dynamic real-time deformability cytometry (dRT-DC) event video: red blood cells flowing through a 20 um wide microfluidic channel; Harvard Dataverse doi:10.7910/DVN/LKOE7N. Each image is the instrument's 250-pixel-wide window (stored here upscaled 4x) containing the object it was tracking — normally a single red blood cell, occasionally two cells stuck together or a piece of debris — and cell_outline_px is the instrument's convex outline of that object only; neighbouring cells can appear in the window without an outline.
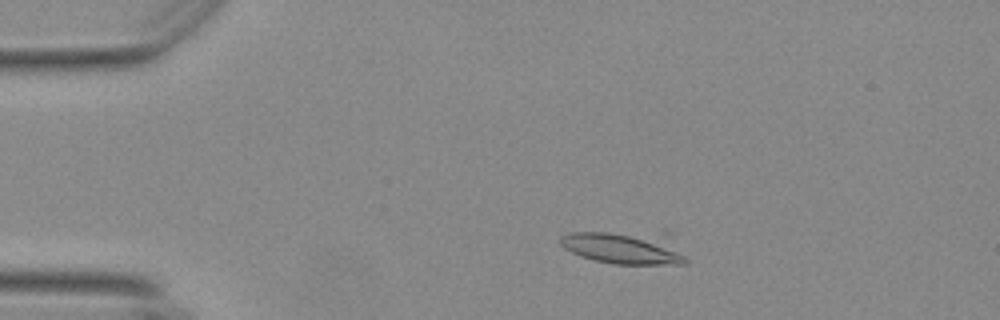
{"species": "Egyptian fruit bat (a non-hibernating species)", "species_latin": "Rousettus aegyptiacus", "temperature_condition": "warm", "stored_images_in_passage": 54, "camera_frame_rate_fps": 3000, "um_per_image_px": 0.085, "animal": {"sex": "female"}, "frame": {"image": 1, "passage_image": 9, "time_ms": 2.667, "image_size_px": [1000, 320], "cell_outline_px": [[688, 260], [684, 264], [616, 264], [596, 260], [580, 256], [564, 248], [560, 244], [560, 236], [572, 232], [672, 232]], "centroid_in_image_um": [53.21, 21.02], "position_along_channel_um": 31.8, "area_um2": 24.85}}
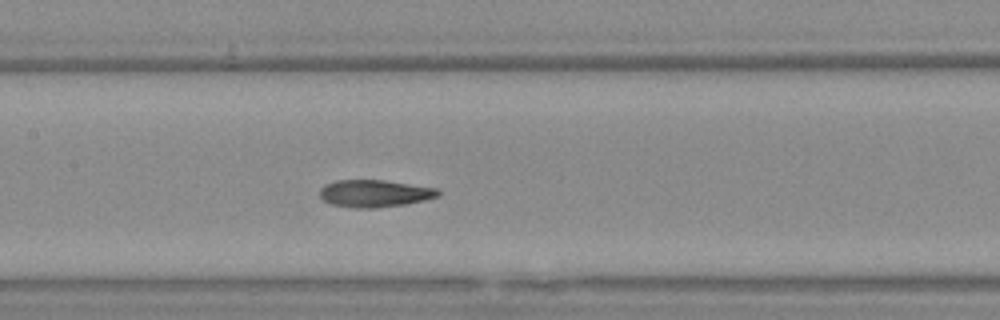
{"frame": {"image": 2, "passage_image": 25, "time_ms": 8.0, "image_size_px": [1000, 320], "cell_outline_px": [[440, 196], [424, 200], [404, 204], [372, 208], [356, 208], [332, 204], [324, 200], [320, 196], [320, 188], [324, 184], [336, 180], [384, 180], [436, 188], [440, 192]], "centroid_in_image_um": [31.83, 16.43], "position_along_channel_um": 175.6, "area_um2": 18.67}}
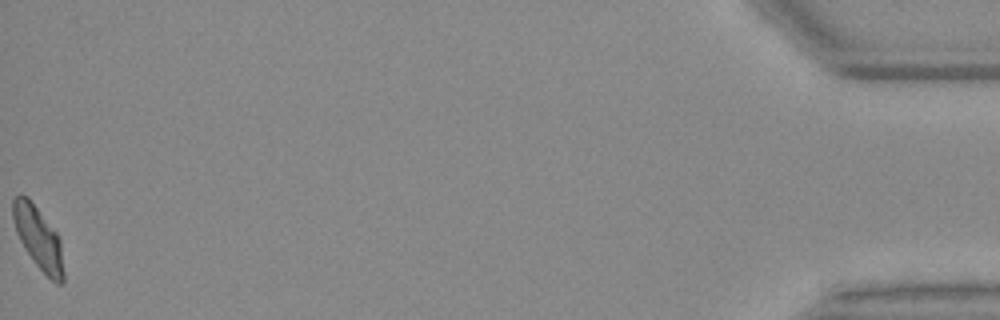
{"frame": {"image": 3, "passage_image": 54, "time_ms": 17.667, "image_size_px": [1000, 320], "cell_outline_px": [[64, 280], [60, 284], [56, 284], [36, 264], [24, 248], [16, 232], [12, 220], [12, 200], [20, 192], [28, 196], [56, 232], [60, 240], [64, 272]], "centroid_in_image_um": [3.24, 20.19], "position_along_channel_um": 432.0, "area_um2": 18.5}, "authors_computed_cell_mechanics": {"area_um2": 18.9584, "velocity_mm_per_s": 3.6792, "shape_relaxation_time_tau1_ms": null, "shape_relaxation_time_tau2_ms": 2.7451, "deformation_change_tau1": null, "deformation_change_tau2": 0.0852}}